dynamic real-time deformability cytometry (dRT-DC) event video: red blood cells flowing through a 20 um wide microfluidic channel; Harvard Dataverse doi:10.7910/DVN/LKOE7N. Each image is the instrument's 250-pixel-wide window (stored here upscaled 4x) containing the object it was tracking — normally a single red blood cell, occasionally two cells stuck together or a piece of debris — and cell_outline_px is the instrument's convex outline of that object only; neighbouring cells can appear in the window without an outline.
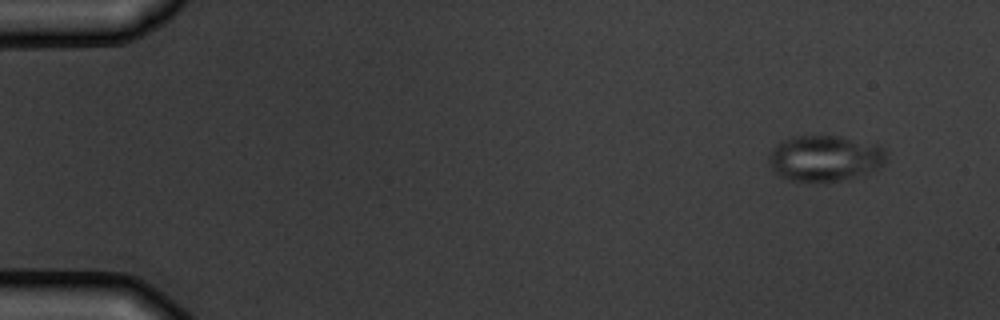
{"species": "common noctule bat (a hibernating species)", "species_latin": "Nyctalus noctula", "temperature_condition": "warm", "stored_images_in_passage": 7, "camera_frame_rate_fps": 3000, "um_per_image_px": 0.085, "animal": {"sex": "male", "body_mass_g": 19.5, "forearm_length_mm": 54.6}, "frame": {"image": 1, "passage_image": 1, "time_ms": 0.0, "image_size_px": [1000, 320], "cell_outline_px": [[888, 160], [884, 164], [864, 176], [824, 184], [816, 184], [784, 180], [768, 164], [768, 152], [780, 140], [796, 136], [840, 136], [876, 144], [884, 148], [888, 152]], "centroid_in_image_um": [70.11, 13.5], "position_along_channel_um": 14.9, "area_um2": 32.83}}